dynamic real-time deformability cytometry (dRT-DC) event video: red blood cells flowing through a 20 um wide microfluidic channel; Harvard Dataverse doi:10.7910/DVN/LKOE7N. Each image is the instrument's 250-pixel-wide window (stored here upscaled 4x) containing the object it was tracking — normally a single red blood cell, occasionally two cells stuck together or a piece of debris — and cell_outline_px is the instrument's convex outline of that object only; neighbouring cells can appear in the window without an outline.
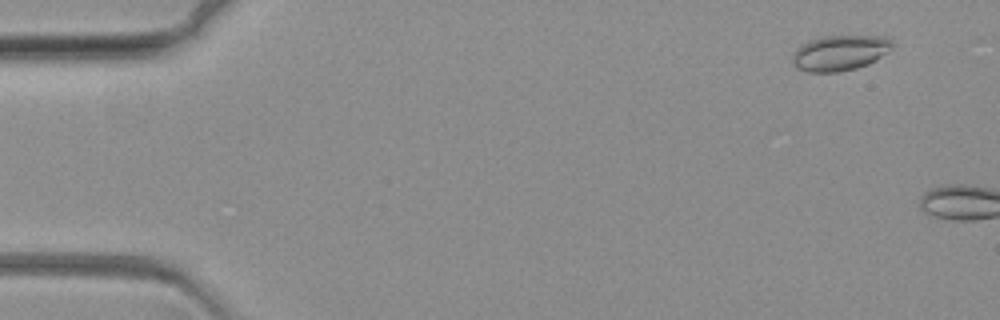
{"species": "common noctule bat (a hibernating species)", "species_latin": "Nyctalus noctula", "temperature_condition": "warm", "stored_images_in_passage": 9, "camera_frame_rate_fps": 3000, "um_per_image_px": 0.085, "animal": {"sex": "female", "body_mass_g": 19.3, "forearm_length_mm": 54.1}, "frame": {"image": 1, "passage_image": 6, "time_ms": 1.667, "image_size_px": [1000, 320], "cell_outline_px": [[892, 48], [888, 52], [876, 60], [868, 64], [856, 68], [840, 72], [808, 72], [796, 68], [792, 64], [792, 56], [796, 48], [800, 44], [808, 40], [824, 36], [888, 36], [892, 40]], "centroid_in_image_um": [71.37, 4.49], "position_along_channel_um": 13.6, "area_um2": 20.92}}